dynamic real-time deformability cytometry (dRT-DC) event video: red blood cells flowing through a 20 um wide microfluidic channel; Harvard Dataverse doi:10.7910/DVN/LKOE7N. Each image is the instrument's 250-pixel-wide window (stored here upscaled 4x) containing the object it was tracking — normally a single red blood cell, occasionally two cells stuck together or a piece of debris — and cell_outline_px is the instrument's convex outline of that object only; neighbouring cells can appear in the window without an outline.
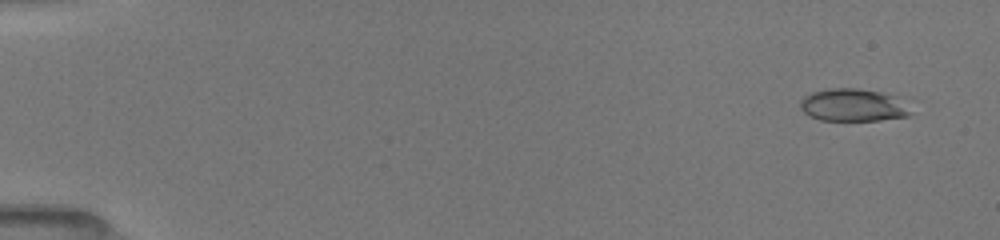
{"species": "common noctule bat (a hibernating species)", "species_latin": "Nyctalus noctula", "temperature_condition": "room temperature", "stored_images_in_passage": 27, "camera_frame_rate_fps": 3000, "um_per_image_px": 0.085, "animal": {"sex": "female", "body_mass_g": 19.5, "forearm_length_mm": 54.1}, "frame": {"image": 1, "passage_image": 1, "time_ms": 0.0, "image_size_px": [1000, 240], "cell_outline_px": [[912, 112], [908, 116], [880, 120], [820, 120], [808, 116], [800, 108], [800, 100], [804, 96], [812, 92], [832, 88], [856, 88], [880, 92], [892, 96]], "centroid_in_image_um": [72.42, 8.94], "position_along_channel_um": 12.6, "area_um2": 20.58}}
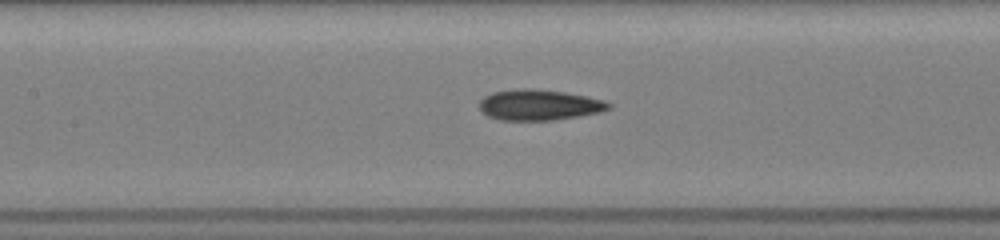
{"frame": {"image": 2, "passage_image": 15, "time_ms": 7.333, "image_size_px": [1000, 240], "cell_outline_px": [[612, 108], [600, 112], [580, 116], [552, 120], [500, 120], [488, 116], [480, 108], [480, 100], [484, 96], [492, 92], [524, 88], [532, 88], [564, 92], [604, 100], [612, 104]], "centroid_in_image_um": [45.84, 8.92], "position_along_channel_um": 161.6, "area_um2": 23.06}}
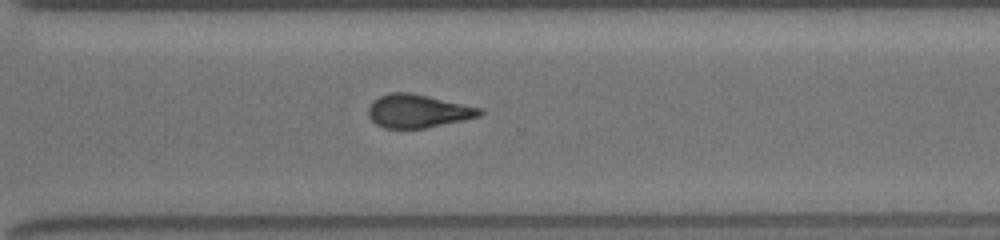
{"frame": {"image": 3, "passage_image": 27, "time_ms": 11.667, "image_size_px": [1000, 240], "cell_outline_px": [[484, 112], [480, 116], [464, 120], [424, 128], [384, 128], [376, 124], [368, 116], [368, 108], [372, 100], [380, 96], [392, 92], [412, 92], [480, 108]], "centroid_in_image_um": [35.49, 9.43], "position_along_channel_um": 335.1, "area_um2": 21.56}}